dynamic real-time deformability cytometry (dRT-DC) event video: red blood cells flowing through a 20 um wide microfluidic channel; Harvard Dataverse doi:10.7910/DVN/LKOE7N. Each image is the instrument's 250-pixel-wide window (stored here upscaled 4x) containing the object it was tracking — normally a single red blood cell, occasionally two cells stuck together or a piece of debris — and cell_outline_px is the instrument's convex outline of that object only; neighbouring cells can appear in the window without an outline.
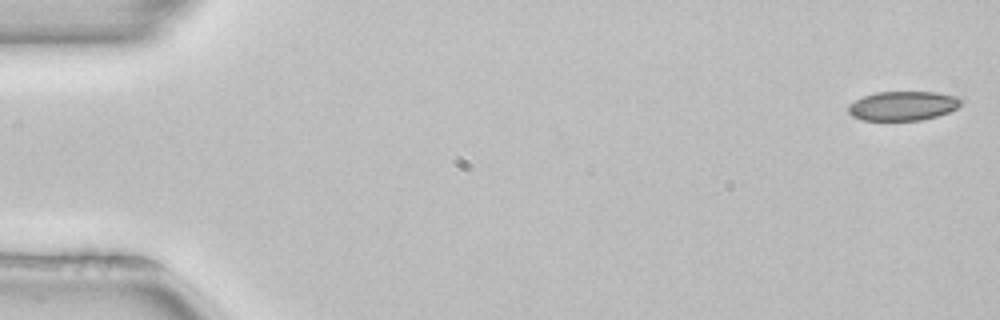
{"species": "common noctule bat (a hibernating species)", "species_latin": "Nyctalus noctula", "temperature_condition": "room temperature", "stored_images_in_passage": 51, "camera_frame_rate_fps": 3000, "um_per_image_px": 0.085, "animal": {"sex": "female", "body_mass_g": 22.7, "forearm_length_mm": 54.2}, "frame": {"image": 1, "passage_image": 1, "time_ms": 0.0, "image_size_px": [1000, 320], "cell_outline_px": [[964, 100], [956, 108], [948, 112], [936, 116], [920, 120], [864, 120], [852, 116], [848, 112], [848, 104], [864, 96], [876, 92], [936, 92], [960, 96]], "centroid_in_image_um": [76.77, 8.98], "position_along_channel_um": 8.2, "area_um2": 19.25}}
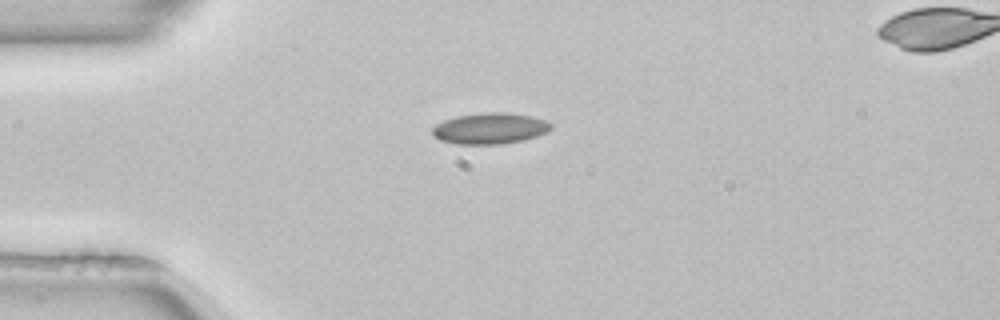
{"frame": {"image": 2, "passage_image": 13, "time_ms": 4.0, "image_size_px": [1000, 320], "cell_outline_px": [[552, 128], [548, 132], [524, 140], [500, 144], [456, 144], [440, 140], [432, 136], [432, 128], [436, 124], [444, 120], [456, 116], [480, 112], [504, 112], [532, 116], [544, 120], [552, 124]], "centroid_in_image_um": [41.63, 10.91], "position_along_channel_um": 43.4, "area_um2": 21.68}}
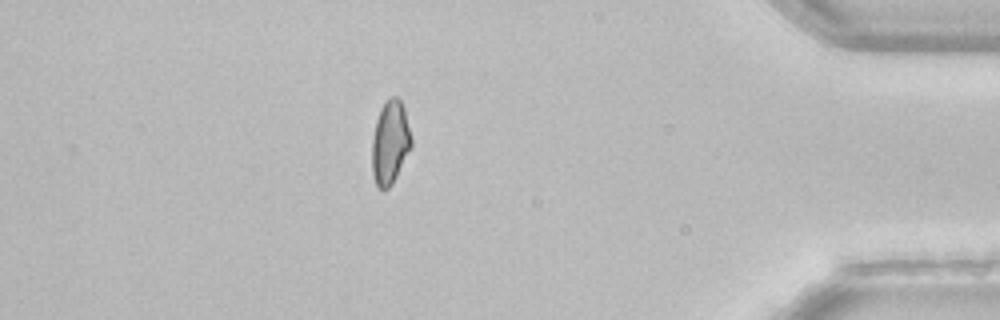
{"frame": {"image": 3, "passage_image": 45, "time_ms": 14.667, "image_size_px": [1000, 320], "cell_outline_px": [[412, 148], [392, 184], [388, 188], [380, 188], [376, 184], [372, 172], [372, 140], [376, 120], [380, 108], [384, 100], [388, 96], [396, 96], [400, 100], [404, 108], [412, 140]], "centroid_in_image_um": [33.16, 12.07], "position_along_channel_um": 402.0, "area_um2": 19.31}, "authors_computed_cell_mechanics": {"area_um2": 19.7098, "velocity_mm_per_s": 3.9838, "shape_relaxation_time_tau1_ms": null, "shape_relaxation_time_tau2_ms": 3.3024, "deformation_change_tau1": null, "deformation_change_tau2": 0.0641}}